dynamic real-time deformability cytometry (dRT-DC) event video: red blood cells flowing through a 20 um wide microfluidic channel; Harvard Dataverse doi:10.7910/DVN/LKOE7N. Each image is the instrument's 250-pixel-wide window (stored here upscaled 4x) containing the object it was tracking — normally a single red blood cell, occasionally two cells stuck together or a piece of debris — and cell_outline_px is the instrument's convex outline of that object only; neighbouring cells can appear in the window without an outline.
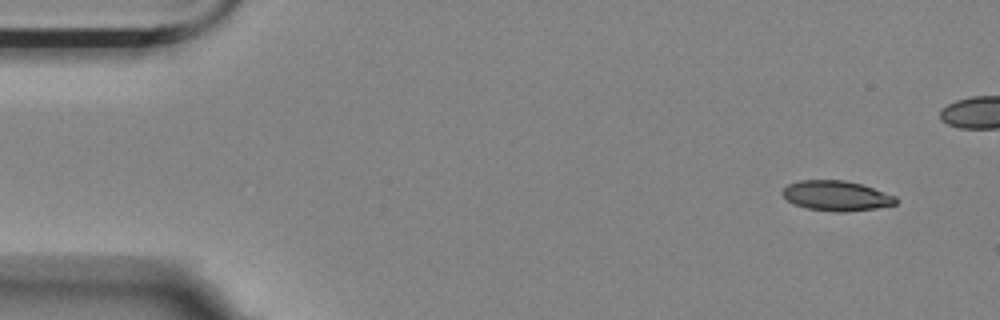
{"species": "Egyptian fruit bat (a non-hibernating species)", "species_latin": "Rousettus aegyptiacus", "temperature_condition": "room temperature", "stored_images_in_passage": 8, "camera_frame_rate_fps": 3000, "um_per_image_px": 0.085, "animal": {"sex": "female"}, "frame": {"image": 1, "passage_image": 1, "time_ms": 0.0, "image_size_px": [1000, 320], "cell_outline_px": [[900, 200], [896, 204], [876, 208], [844, 212], [836, 212], [808, 208], [792, 204], [780, 192], [788, 184], [800, 180], [844, 180], [860, 184], [896, 196]], "centroid_in_image_um": [71.09, 16.64], "position_along_channel_um": 13.9, "area_um2": 19.83}}
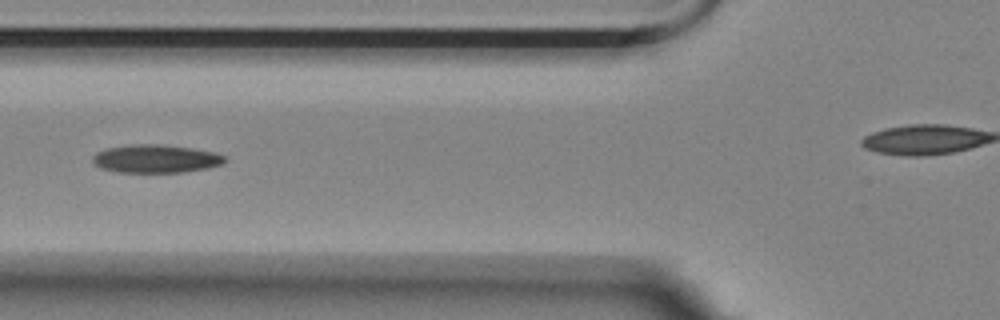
{"frame": {"image": 2, "passage_image": 6, "time_ms": 5.667, "image_size_px": [1000, 320], "cell_outline_px": [[228, 160], [224, 164], [208, 168], [184, 172], [116, 172], [100, 168], [92, 164], [92, 156], [96, 152], [108, 148], [136, 144], [156, 144], [192, 148], [216, 152], [224, 156]], "centroid_in_image_um": [13.25, 13.5], "position_along_channel_um": 112.5, "area_um2": 21.85}}